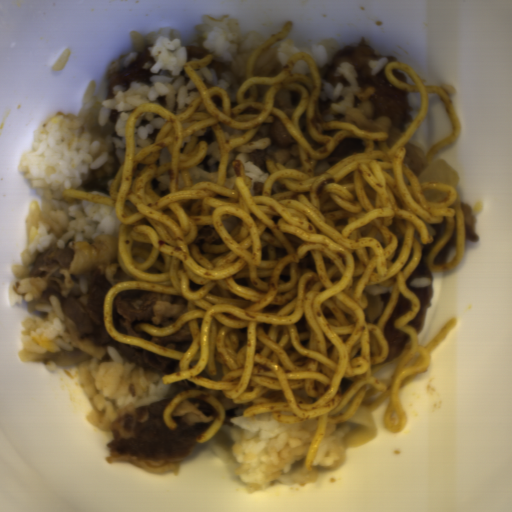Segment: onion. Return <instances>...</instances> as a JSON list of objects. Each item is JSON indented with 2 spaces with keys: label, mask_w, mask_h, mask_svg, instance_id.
Returning a JSON list of instances; mask_svg holds the SVG:
<instances>
[{
  "label": "onion",
  "mask_w": 512,
  "mask_h": 512,
  "mask_svg": "<svg viewBox=\"0 0 512 512\" xmlns=\"http://www.w3.org/2000/svg\"><path fill=\"white\" fill-rule=\"evenodd\" d=\"M346 422L349 430L345 436V451L364 446L378 437L369 404L362 402L355 416Z\"/></svg>",
  "instance_id": "obj_1"
},
{
  "label": "onion",
  "mask_w": 512,
  "mask_h": 512,
  "mask_svg": "<svg viewBox=\"0 0 512 512\" xmlns=\"http://www.w3.org/2000/svg\"><path fill=\"white\" fill-rule=\"evenodd\" d=\"M416 178L419 183H443L453 187L457 174L443 158H433L420 169Z\"/></svg>",
  "instance_id": "obj_2"
}]
</instances>
